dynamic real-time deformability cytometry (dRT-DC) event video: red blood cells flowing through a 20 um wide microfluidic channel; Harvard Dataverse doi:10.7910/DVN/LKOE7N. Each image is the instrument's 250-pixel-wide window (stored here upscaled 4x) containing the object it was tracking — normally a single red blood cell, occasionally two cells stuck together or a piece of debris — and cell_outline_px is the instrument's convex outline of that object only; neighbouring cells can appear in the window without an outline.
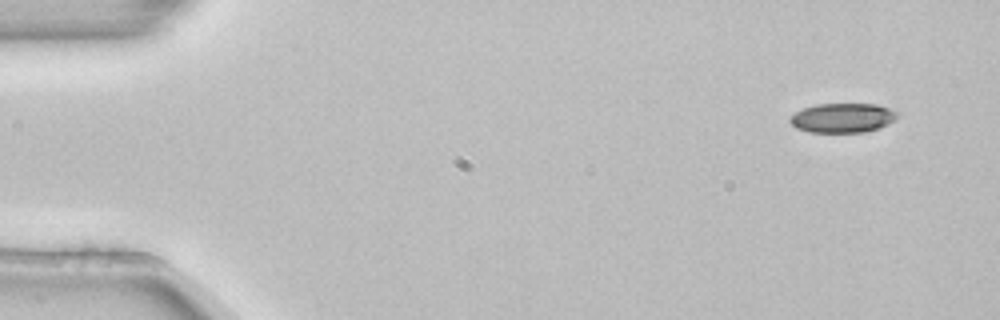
{"species": "common noctule bat (a hibernating species)", "species_latin": "Nyctalus noctula", "temperature_condition": "room temperature", "stored_images_in_passage": 4, "camera_frame_rate_fps": 3000, "um_per_image_px": 0.085, "animal": {"sex": "female", "body_mass_g": 22.7, "forearm_length_mm": 54.2}, "frame": {"image": 1, "passage_image": 1, "time_ms": 0.0, "image_size_px": [1000, 320], "cell_outline_px": [[896, 120], [888, 124], [864, 132], [808, 132], [796, 128], [788, 120], [796, 112], [804, 108], [816, 104], [876, 104], [888, 108], [896, 112]], "centroid_in_image_um": [71.6, 10.02], "position_along_channel_um": 13.4, "area_um2": 18.21}}
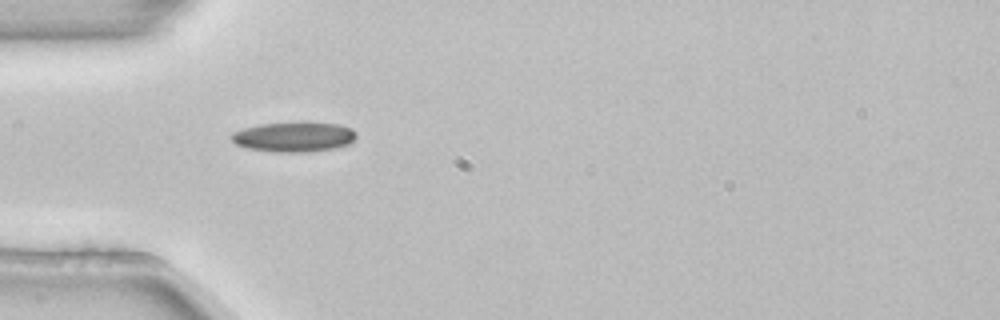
{"frame": {"image": 2, "passage_image": 4, "time_ms": 1.0, "image_size_px": [1000, 320], "cell_outline_px": [[356, 136], [348, 144], [332, 148], [308, 152], [276, 152], [244, 148], [236, 144], [228, 136], [232, 132], [244, 128], [260, 124], [304, 120], [340, 124], [352, 128], [356, 132]], "centroid_in_image_um": [24.96, 11.6], "position_along_channel_um": 60.0, "area_um2": 22.43}}